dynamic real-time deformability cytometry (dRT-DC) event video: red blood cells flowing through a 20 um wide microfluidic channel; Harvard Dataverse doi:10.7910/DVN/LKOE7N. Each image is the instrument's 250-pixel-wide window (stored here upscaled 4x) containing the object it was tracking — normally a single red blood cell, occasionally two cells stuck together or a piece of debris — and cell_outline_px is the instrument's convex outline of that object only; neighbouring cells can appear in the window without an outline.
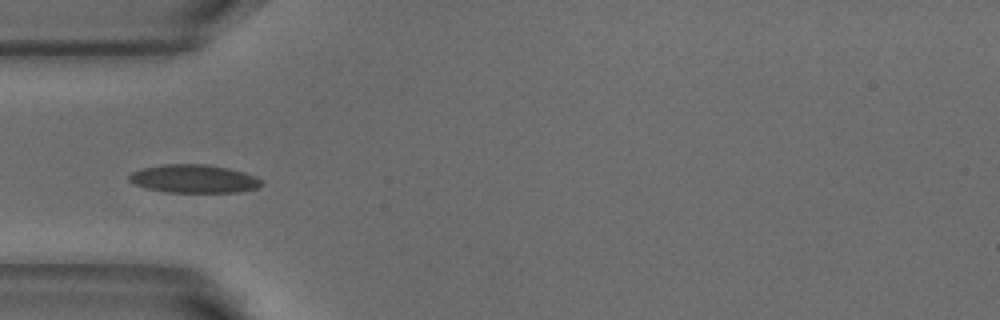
{"species": "common noctule bat (a hibernating species)", "species_latin": "Nyctalus noctula", "temperature_condition": "warm", "stored_images_in_passage": 37, "camera_frame_rate_fps": 3000, "um_per_image_px": 0.085, "animal": {"sex": "male", "body_mass_g": 18.8}, "frame": {"image": 1, "passage_image": 1, "time_ms": 0.0, "image_size_px": [1000, 320], "cell_outline_px": [[264, 184], [256, 188], [240, 192], [168, 192], [148, 188], [136, 184], [128, 180], [128, 176], [132, 172], [140, 168], [160, 164], [204, 164], [228, 168], [244, 172], [256, 176]], "centroid_in_image_um": [16.48, 15.18], "position_along_channel_um": 68.5, "area_um2": 21.79}}
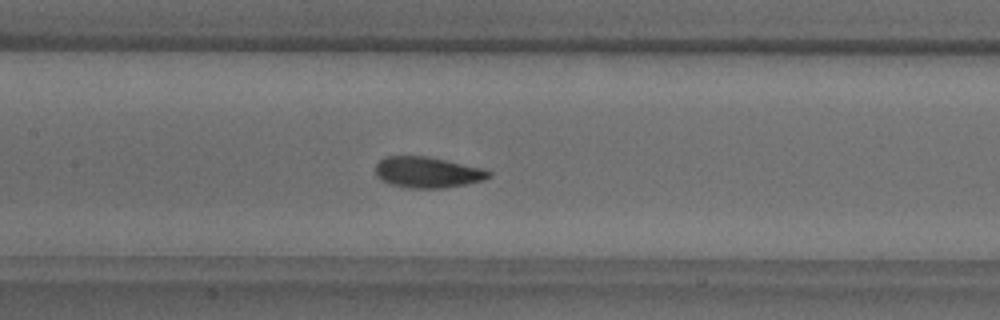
{"frame": {"image": 2, "passage_image": 9, "time_ms": 2.667, "image_size_px": [1000, 320], "cell_outline_px": [[492, 176], [484, 180], [444, 188], [408, 188], [392, 184], [380, 180], [376, 176], [376, 164], [384, 156], [428, 156], [484, 168], [492, 172]], "centroid_in_image_um": [36.35, 14.64], "position_along_channel_um": 171.1, "area_um2": 20.58}}
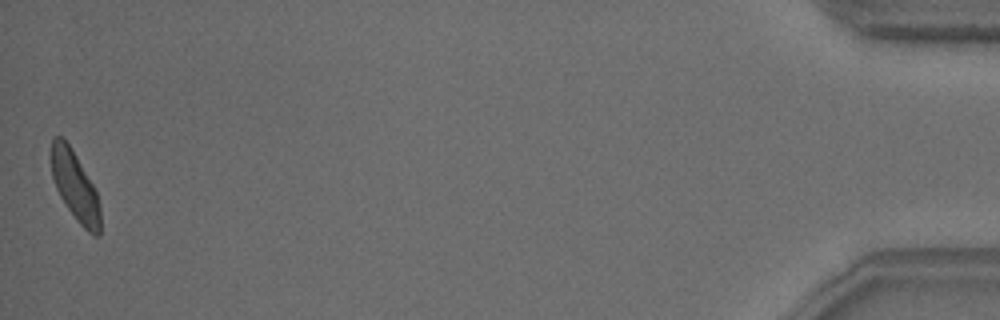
{"frame": {"image": 3, "passage_image": 37, "time_ms": 12.0, "image_size_px": [1000, 320], "cell_outline_px": [[100, 236], [96, 236], [88, 232], [80, 224], [68, 208], [60, 196], [56, 188], [52, 176], [52, 136], [60, 136], [68, 144], [92, 184], [96, 192], [100, 208]], "centroid_in_image_um": [6.38, 15.86], "position_along_channel_um": 428.8, "area_um2": 19.13}, "authors_computed_cell_mechanics": {"area_um2": 20.2878, "velocity_mm_per_s": 3.8012, "shape_relaxation_time_tau1_ms": 2.4554, "shape_relaxation_time_tau2_ms": 1.2359, "deformation_change_tau1": 0.1104, "deformation_change_tau2": 0.0671}}